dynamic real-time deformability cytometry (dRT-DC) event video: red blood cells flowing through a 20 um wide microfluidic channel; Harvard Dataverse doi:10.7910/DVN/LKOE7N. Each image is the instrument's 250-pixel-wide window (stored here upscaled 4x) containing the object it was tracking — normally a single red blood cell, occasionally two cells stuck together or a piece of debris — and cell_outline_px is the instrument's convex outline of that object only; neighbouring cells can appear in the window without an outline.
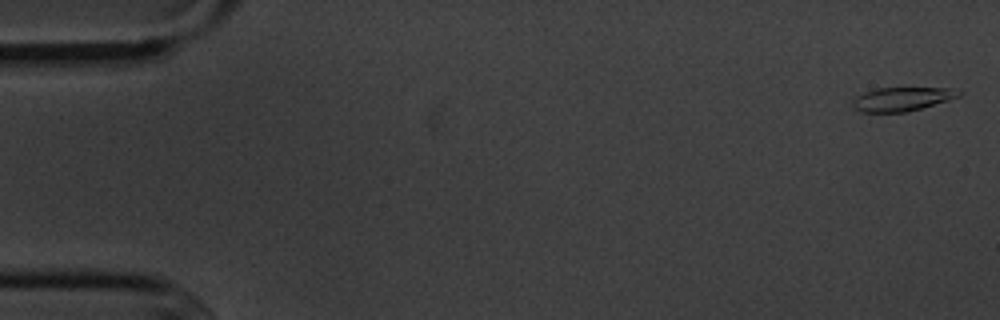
{"species": "common noctule bat (a hibernating species)", "species_latin": "Nyctalus noctula", "temperature_condition": "cold", "stored_images_in_passage": 4, "camera_frame_rate_fps": 3000, "um_per_image_px": 0.085, "animal": {"sex": "male", "body_mass_g": 20.1, "forearm_length_mm": 53.5}, "frame": {"image": 1, "passage_image": 1, "time_ms": 0.0, "image_size_px": [1000, 320], "cell_outline_px": [[964, 92], [960, 96], [948, 100], [920, 108], [904, 112], [860, 112], [852, 108], [852, 100], [856, 96], [864, 92], [876, 88], [948, 88]], "centroid_in_image_um": [76.61, 8.42], "position_along_channel_um": 8.4, "area_um2": 14.68}}
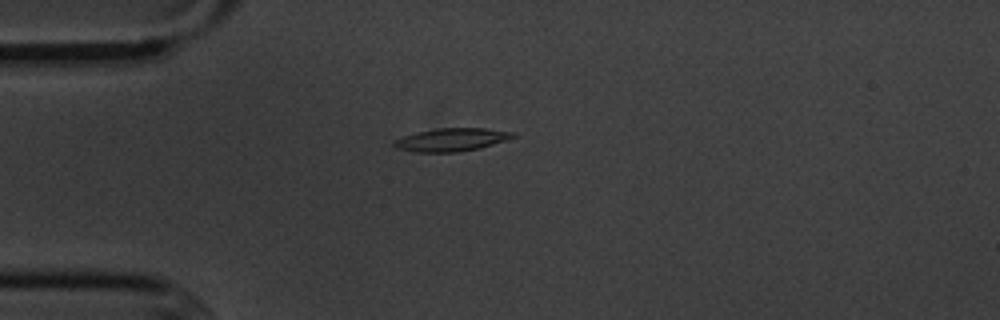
{"frame": {"image": 2, "passage_image": 4, "time_ms": 4.333, "image_size_px": [1000, 320], "cell_outline_px": [[516, 136], [508, 140], [480, 148], [456, 152], [416, 152], [396, 148], [392, 144], [392, 140], [416, 132], [436, 128], [484, 128], [516, 132]], "centroid_in_image_um": [38.38, 11.87], "position_along_channel_um": 46.6, "area_um2": 16.13}}